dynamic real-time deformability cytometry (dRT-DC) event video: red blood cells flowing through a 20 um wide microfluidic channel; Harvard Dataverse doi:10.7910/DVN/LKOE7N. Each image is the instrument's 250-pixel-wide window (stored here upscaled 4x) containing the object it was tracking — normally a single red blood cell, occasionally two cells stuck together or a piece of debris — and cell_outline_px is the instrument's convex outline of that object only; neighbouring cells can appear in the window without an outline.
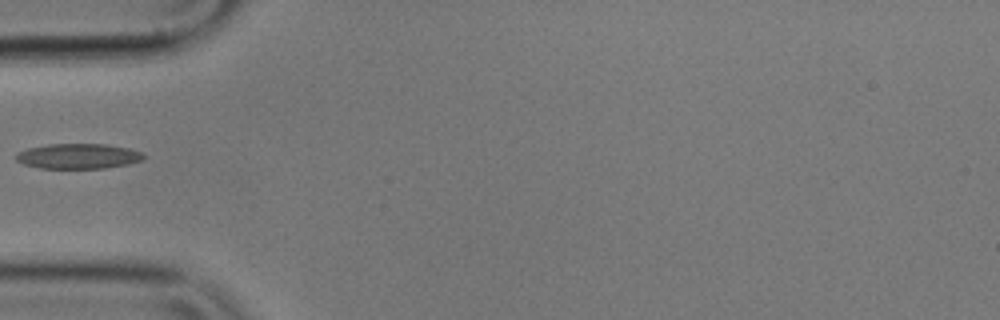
{"species": "common noctule bat (a hibernating species)", "species_latin": "Nyctalus noctula", "temperature_condition": "cold", "stored_images_in_passage": 20, "camera_frame_rate_fps": 3000, "um_per_image_px": 0.085, "animal": {"sex": "male", "body_mass_g": 17.9}, "frame": {"image": 1, "passage_image": 1, "time_ms": 0.0, "image_size_px": [1000, 320], "cell_outline_px": [[144, 160], [128, 164], [104, 168], [40, 168], [24, 164], [16, 160], [16, 152], [28, 148], [48, 144], [108, 144], [128, 148], [144, 152]], "centroid_in_image_um": [6.67, 13.27], "position_along_channel_um": 78.3, "area_um2": 18.79}}
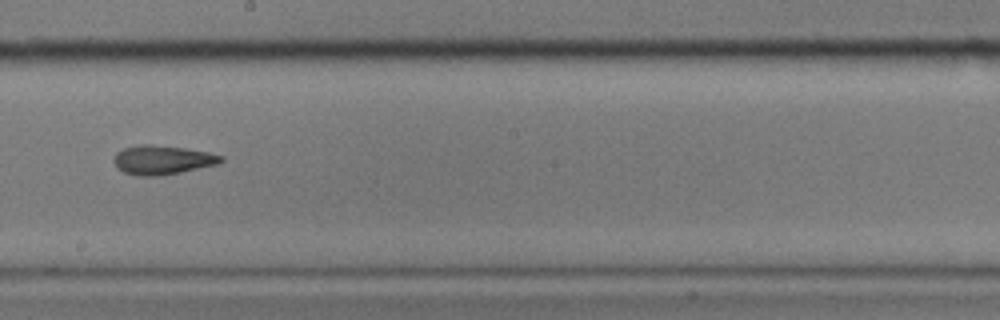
{"frame": {"image": 2, "passage_image": 14, "time_ms": 4.333, "image_size_px": [1000, 320], "cell_outline_px": [[224, 160], [216, 164], [180, 172], [156, 176], [136, 176], [124, 172], [116, 168], [112, 160], [116, 152], [124, 148], [144, 144], [148, 144], [184, 148], [208, 152], [224, 156]], "centroid_in_image_um": [13.75, 13.59], "position_along_channel_um": 234.4, "area_um2": 18.09}}